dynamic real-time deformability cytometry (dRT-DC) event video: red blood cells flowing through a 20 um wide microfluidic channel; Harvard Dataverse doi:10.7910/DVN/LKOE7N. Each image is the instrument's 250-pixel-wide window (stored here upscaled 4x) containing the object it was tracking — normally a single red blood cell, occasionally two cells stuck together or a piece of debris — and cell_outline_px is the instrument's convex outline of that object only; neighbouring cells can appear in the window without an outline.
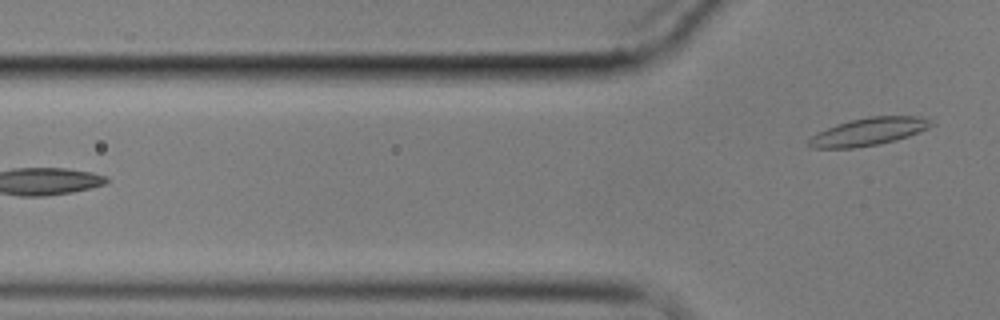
{"species": "common noctule bat (a hibernating species)", "species_latin": "Nyctalus noctula", "temperature_condition": "cold", "stored_images_in_passage": 7, "camera_frame_rate_fps": 3000, "um_per_image_px": 0.085, "animal": {"sex": "male", "body_mass_g": 17.9}, "frame": {"image": 1, "passage_image": 7, "time_ms": 7.0, "image_size_px": [1000, 320], "cell_outline_px": [[932, 124], [928, 128], [920, 132], [896, 140], [880, 144], [856, 148], [812, 148], [808, 144], [808, 140], [816, 132], [836, 124], [868, 116], [920, 116], [932, 120]], "centroid_in_image_um": [73.82, 11.19], "position_along_channel_um": 52.0, "area_um2": 19.83}}